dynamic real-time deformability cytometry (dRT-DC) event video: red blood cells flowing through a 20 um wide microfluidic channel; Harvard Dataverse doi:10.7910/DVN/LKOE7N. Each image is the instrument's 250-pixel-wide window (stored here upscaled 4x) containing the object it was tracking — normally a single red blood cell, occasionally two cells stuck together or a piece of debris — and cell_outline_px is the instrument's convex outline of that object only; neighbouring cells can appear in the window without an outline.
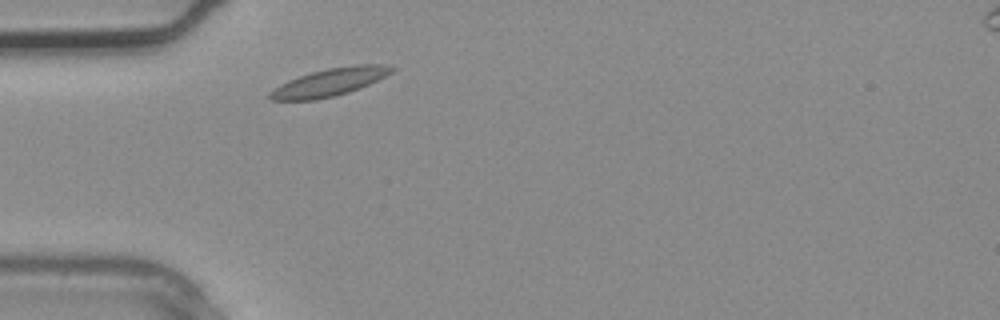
{"species": "common noctule bat (a hibernating species)", "species_latin": "Nyctalus noctula", "temperature_condition": "warm", "stored_images_in_passage": 1, "camera_frame_rate_fps": 3000, "um_per_image_px": 0.085, "animal": {"sex": "male", "body_mass_g": 20.4}, "frame": {"image": 1, "passage_image": 1, "time_ms": 0.0, "image_size_px": [1000, 320], "cell_outline_px": [[396, 68], [392, 72], [360, 88], [348, 92], [316, 100], [272, 100], [268, 96], [268, 92], [280, 84], [288, 80], [312, 72], [328, 68], [356, 64], [384, 64]], "centroid_in_image_um": [28.0, 6.98], "position_along_channel_um": 57.0, "area_um2": 19.48}}